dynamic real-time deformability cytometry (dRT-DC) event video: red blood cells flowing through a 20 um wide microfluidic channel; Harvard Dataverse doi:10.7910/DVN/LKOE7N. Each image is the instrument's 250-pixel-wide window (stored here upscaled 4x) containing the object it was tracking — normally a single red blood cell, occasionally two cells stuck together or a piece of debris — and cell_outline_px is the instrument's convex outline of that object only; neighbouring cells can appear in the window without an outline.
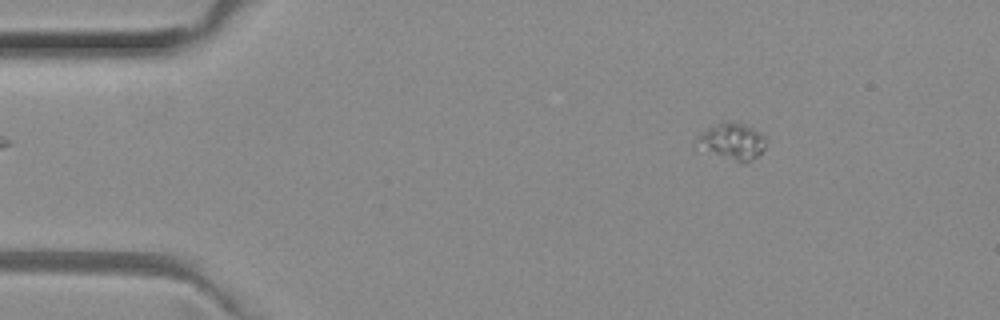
{"species": "common noctule bat (a hibernating species)", "species_latin": "Nyctalus noctula", "temperature_condition": "room temperature", "stored_images_in_passage": 45, "camera_frame_rate_fps": 3000, "um_per_image_px": 0.085, "animal": {"sex": "female", "body_mass_g": 29.2, "forearm_length_mm": 56.3}, "frame": {"image": 1, "passage_image": 1, "time_ms": 0.0, "image_size_px": [1000, 320], "cell_outline_px": [[764, 148], [756, 156], [744, 164], [740, 164], [700, 144], [700, 136], [708, 128], [716, 124], [744, 124], [760, 132], [764, 136]], "centroid_in_image_um": [62.37, 12.03], "position_along_channel_um": 22.6, "area_um2": 13.24}}
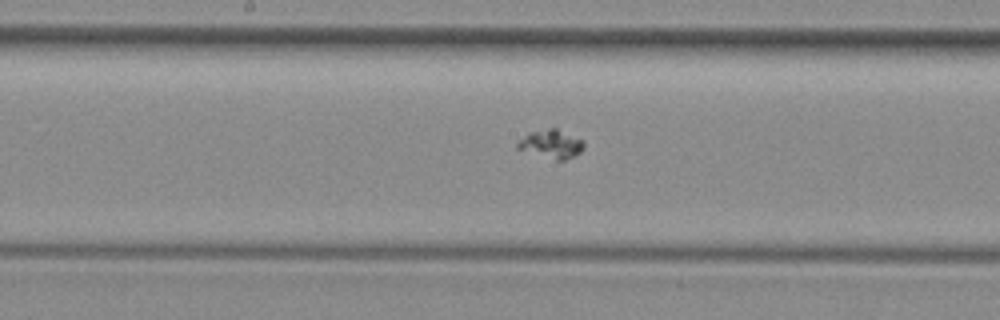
{"frame": {"image": 2, "passage_image": 20, "time_ms": 6.333, "image_size_px": [1000, 320], "cell_outline_px": [[584, 148], [580, 152], [564, 160], [556, 160], [516, 148], [516, 144], [528, 132], [548, 128], [556, 128], [584, 140]], "centroid_in_image_um": [46.87, 12.22], "position_along_channel_um": 201.3, "area_um2": 10.87}}
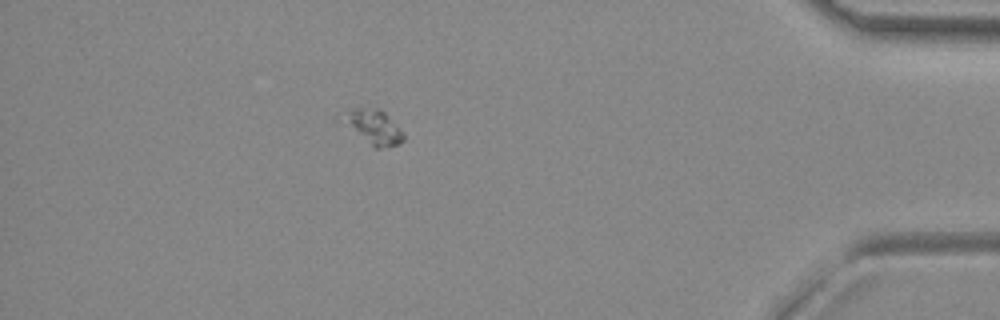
{"frame": {"image": 3, "passage_image": 39, "time_ms": 12.667, "image_size_px": [1000, 320], "cell_outline_px": [[404, 140], [400, 144], [380, 148], [372, 148], [352, 124], [348, 112], [352, 108], [380, 108], [404, 132]], "centroid_in_image_um": [31.98, 10.82], "position_along_channel_um": 403.2, "area_um2": 10.98}}